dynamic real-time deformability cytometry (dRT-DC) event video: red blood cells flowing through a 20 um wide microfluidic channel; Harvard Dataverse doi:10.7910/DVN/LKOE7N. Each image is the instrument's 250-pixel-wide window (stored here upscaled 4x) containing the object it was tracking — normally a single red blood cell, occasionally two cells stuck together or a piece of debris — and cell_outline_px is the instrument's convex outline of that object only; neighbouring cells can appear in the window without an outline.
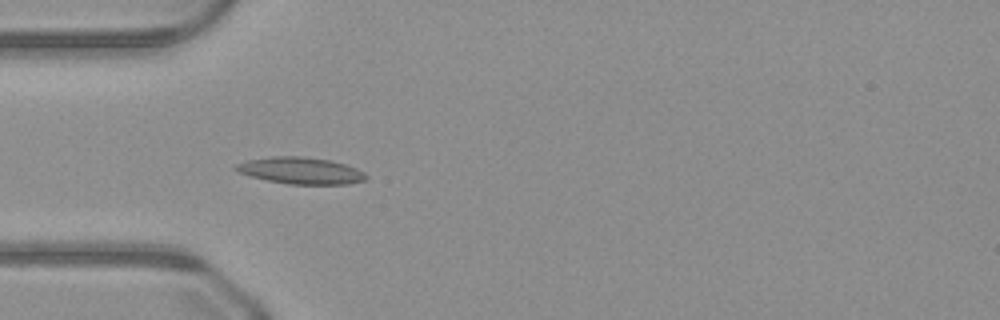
{"species": "common noctule bat (a hibernating species)", "species_latin": "Nyctalus noctula", "temperature_condition": "warm", "stored_images_in_passage": 35, "camera_frame_rate_fps": 3000, "um_per_image_px": 0.085, "animal": {"sex": "male", "body_mass_g": 23.1, "forearm_length_mm": 52.7}, "frame": {"image": 1, "passage_image": 4, "time_ms": 1.0, "image_size_px": [1000, 320], "cell_outline_px": [[368, 176], [364, 180], [348, 184], [288, 184], [268, 180], [252, 176], [240, 172], [232, 168], [236, 164], [248, 160], [272, 156], [304, 156], [328, 160], [344, 164], [356, 168], [364, 172]], "centroid_in_image_um": [25.56, 14.5], "position_along_channel_um": 59.4, "area_um2": 20.06}}
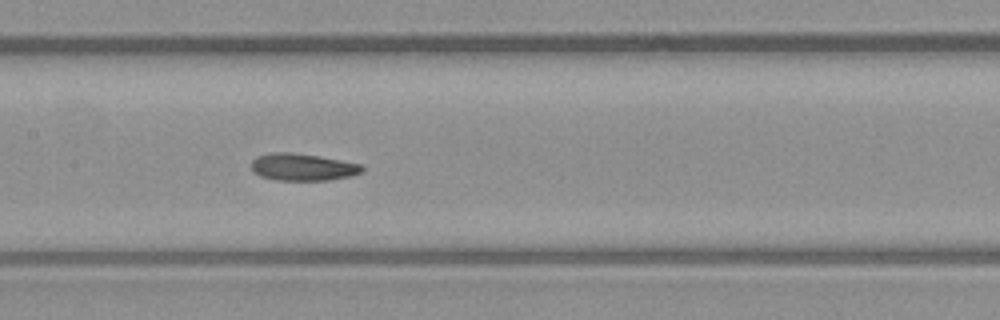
{"frame": {"image": 2, "passage_image": 13, "time_ms": 4.0, "image_size_px": [1000, 320], "cell_outline_px": [[364, 172], [352, 176], [328, 180], [276, 180], [260, 176], [252, 172], [252, 160], [256, 156], [272, 152], [292, 152], [320, 156], [360, 164], [364, 168]], "centroid_in_image_um": [25.72, 14.2], "position_along_channel_um": 181.7, "area_um2": 17.69}}
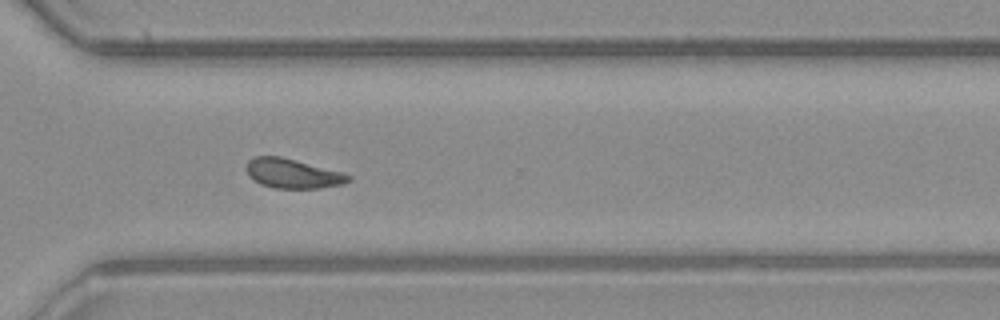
{"frame": {"image": 3, "passage_image": 25, "time_ms": 8.0, "image_size_px": [1000, 320], "cell_outline_px": [[352, 180], [344, 184], [320, 188], [276, 188], [260, 184], [248, 176], [244, 168], [248, 160], [252, 156], [280, 156], [296, 160], [340, 172], [352, 176]], "centroid_in_image_um": [24.83, 14.75], "position_along_channel_um": 345.8, "area_um2": 17.63}}